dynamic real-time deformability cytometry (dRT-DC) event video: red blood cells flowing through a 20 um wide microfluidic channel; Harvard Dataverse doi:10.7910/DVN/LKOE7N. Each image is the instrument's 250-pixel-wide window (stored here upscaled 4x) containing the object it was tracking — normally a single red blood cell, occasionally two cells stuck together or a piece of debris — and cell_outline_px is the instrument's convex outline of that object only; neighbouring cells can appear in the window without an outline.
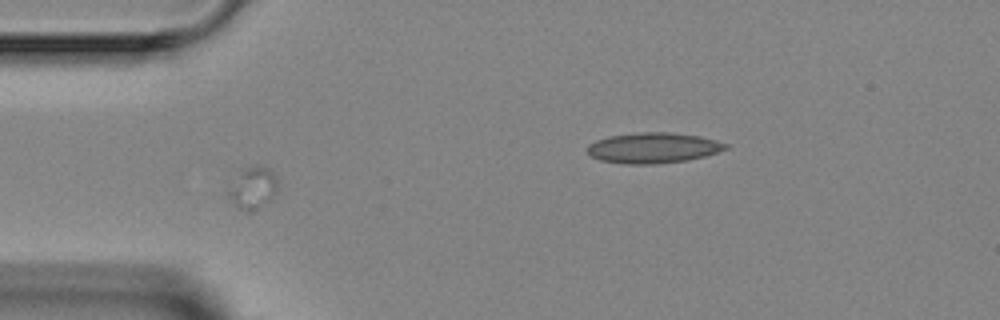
{"species": "Egyptian fruit bat (a non-hibernating species)", "species_latin": "Rousettus aegyptiacus", "temperature_condition": "room temperature", "stored_images_in_passage": 10, "segment_of_instrument_passage": [1, 2], "camera_frame_rate_fps": 3000, "um_per_image_px": 0.085, "animal": {"sex": "female"}, "frame": {"image": 1, "passage_image": 5, "time_ms": 5.0, "image_size_px": [1000, 320], "cell_outline_px": [[276, 192], [272, 200], [252, 212], [248, 212], [240, 208], [224, 196], [224, 192], [240, 168], [268, 168], [276, 176]], "centroid_in_image_um": [21.4, 16.02], "position_along_channel_um": 63.6, "area_um2": 12.31}}
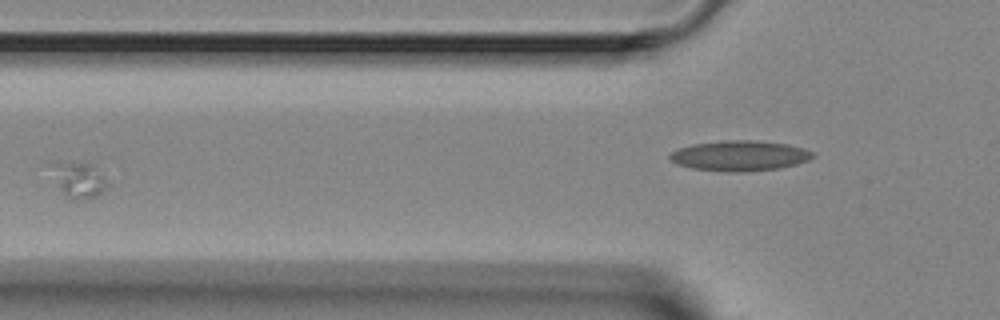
{"frame": {"image": 2, "passage_image": 6, "time_ms": 7.0, "image_size_px": [1000, 320], "cell_outline_px": [[108, 184], [96, 196], [76, 200], [72, 200], [64, 196], [60, 188], [52, 160], [88, 164]], "centroid_in_image_um": [6.65, 15.31], "position_along_channel_um": 119.2, "area_um2": 10.64}}
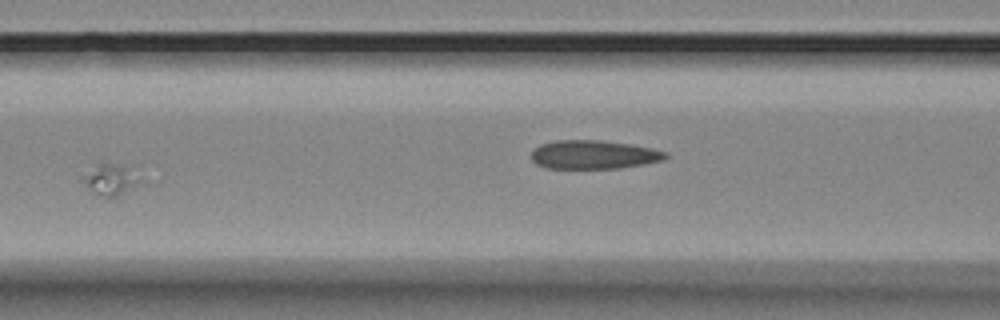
{"frame": {"image": 3, "passage_image": 7, "time_ms": 8.333, "image_size_px": [1000, 320], "cell_outline_px": [[160, 180], [156, 184], [116, 196], [108, 196], [96, 192], [88, 188], [84, 184], [84, 176], [96, 164], [104, 160], [116, 164]], "centroid_in_image_um": [9.85, 15.26], "position_along_channel_um": 156.7, "area_um2": 11.85}}